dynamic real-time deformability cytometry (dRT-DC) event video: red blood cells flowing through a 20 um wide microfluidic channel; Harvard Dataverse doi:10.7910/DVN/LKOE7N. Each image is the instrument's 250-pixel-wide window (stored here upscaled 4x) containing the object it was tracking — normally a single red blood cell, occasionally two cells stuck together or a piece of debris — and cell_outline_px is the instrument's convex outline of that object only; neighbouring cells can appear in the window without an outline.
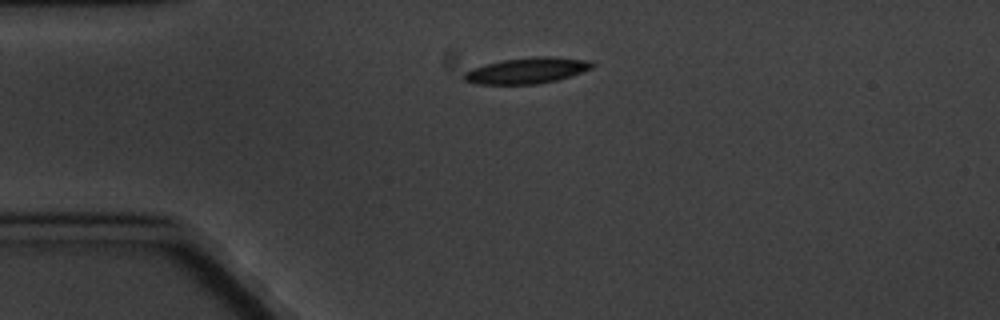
{"species": "common noctule bat (a hibernating species)", "species_latin": "Nyctalus noctula", "temperature_condition": "cold", "stored_images_in_passage": 3, "camera_frame_rate_fps": 3000, "um_per_image_px": 0.085, "animal": {"sex": "male", "body_mass_g": 20.1, "forearm_length_mm": 53.5}, "frame": {"image": 1, "passage_image": 1, "time_ms": 0.0, "image_size_px": [1000, 320], "cell_outline_px": [[596, 64], [592, 68], [556, 80], [536, 84], [476, 84], [464, 80], [460, 76], [464, 72], [472, 68], [504, 60], [532, 56], [556, 56], [588, 60]], "centroid_in_image_um": [44.77, 5.99], "position_along_channel_um": 40.2, "area_um2": 19.36}}